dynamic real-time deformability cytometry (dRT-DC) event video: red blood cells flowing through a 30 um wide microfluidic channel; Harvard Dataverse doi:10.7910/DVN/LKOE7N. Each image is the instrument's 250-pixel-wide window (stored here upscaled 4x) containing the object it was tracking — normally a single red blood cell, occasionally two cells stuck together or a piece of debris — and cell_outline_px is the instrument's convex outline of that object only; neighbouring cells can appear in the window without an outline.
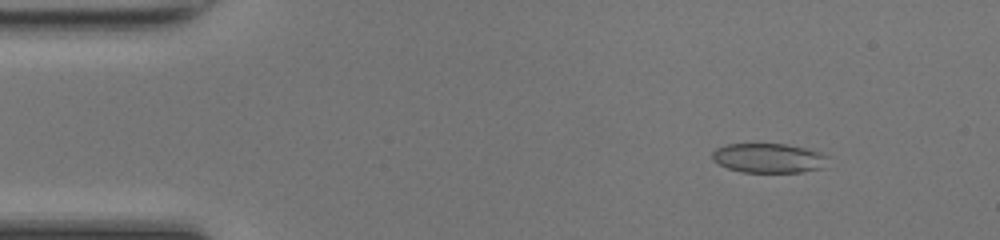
{"species": "common noctule bat (a hibernating species)", "species_latin": "Nyctalus noctula", "temperature_condition": "room temperature", "stored_images_in_passage": 48, "camera_frame_rate_fps": 3000, "um_per_image_px": 0.085, "animal": {"sex": "female", "body_mass_g": 17.0, "forearm_length_mm": 48.0}, "frame": {"image": 1, "passage_image": 6, "time_ms": 1.667, "image_size_px": [1000, 240], "cell_outline_px": [[828, 156], [820, 168], [800, 172], [740, 172], [728, 168], [712, 160], [712, 152], [716, 148], [724, 144], [784, 144], [804, 148], [820, 152]], "centroid_in_image_um": [65.26, 13.43], "position_along_channel_um": 19.7, "area_um2": 19.65}}
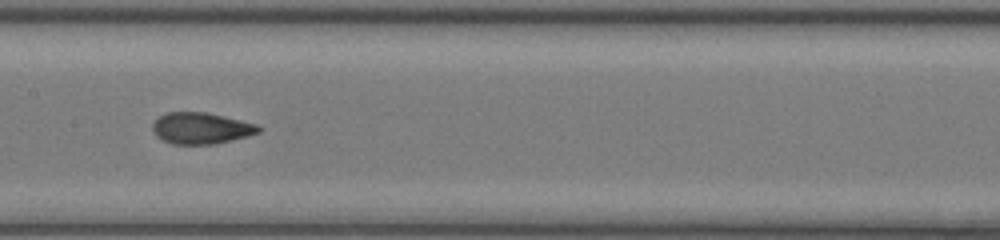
{"frame": {"image": 2, "passage_image": 24, "time_ms": 7.667, "image_size_px": [1000, 240], "cell_outline_px": [[264, 128], [260, 132], [248, 136], [216, 144], [172, 144], [156, 136], [152, 132], [152, 124], [160, 116], [168, 112], [204, 112], [240, 120], [256, 124]], "centroid_in_image_um": [17.1, 10.91], "position_along_channel_um": 190.3, "area_um2": 19.36}}
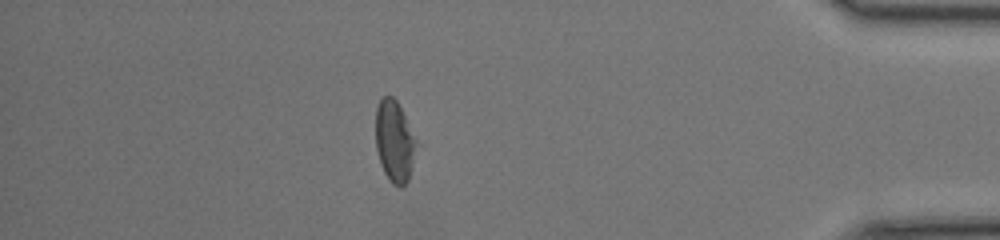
{"frame": {"image": 3, "passage_image": 42, "time_ms": 13.667, "image_size_px": [1000, 240], "cell_outline_px": [[416, 140], [408, 180], [400, 188], [392, 184], [388, 180], [380, 164], [376, 148], [376, 108], [380, 96], [392, 96], [396, 100]], "centroid_in_image_um": [33.48, 12.01], "position_along_channel_um": 401.7, "area_um2": 18.9}, "authors_computed_cell_mechanics": {"area_um2": 19.652, "velocity_mm_per_s": 4.3082, "shape_relaxation_time_tau1_ms": 8.1429, "shape_relaxation_time_tau2_ms": 1.0311, "deformation_change_tau1": 0.207, "deformation_change_tau2": 0.062}}